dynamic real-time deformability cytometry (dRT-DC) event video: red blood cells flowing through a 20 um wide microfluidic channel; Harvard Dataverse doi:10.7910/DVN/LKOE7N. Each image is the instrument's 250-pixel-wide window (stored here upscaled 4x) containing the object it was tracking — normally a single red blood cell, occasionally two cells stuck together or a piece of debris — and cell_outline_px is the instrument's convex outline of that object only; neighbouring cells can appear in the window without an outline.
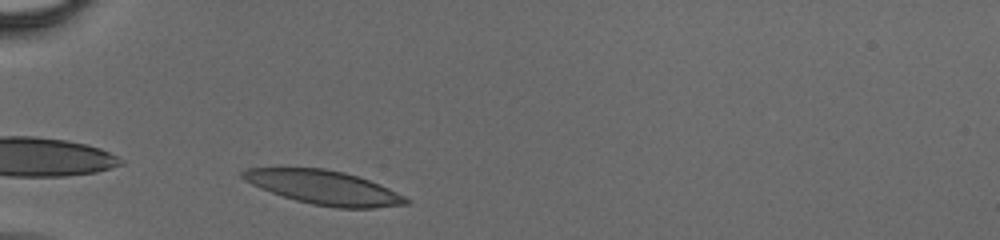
{"species": "human", "species_latin": "Homo sapiens", "temperature_condition": "cold", "stored_images_in_passage": 32, "camera_frame_rate_fps": 3000, "um_per_image_px": 0.085, "donor": {"sex": "male"}, "frame": {"image": 1, "passage_image": 3, "time_ms": 0.667, "image_size_px": [1000, 240], "cell_outline_px": [[412, 200], [408, 204], [376, 208], [336, 208], [312, 204], [296, 200], [260, 188], [244, 180], [240, 176], [240, 172], [248, 168], [324, 168], [344, 172], [368, 180], [388, 188]], "centroid_in_image_um": [27.54, 15.94], "position_along_channel_um": 57.5, "area_um2": 32.14}}
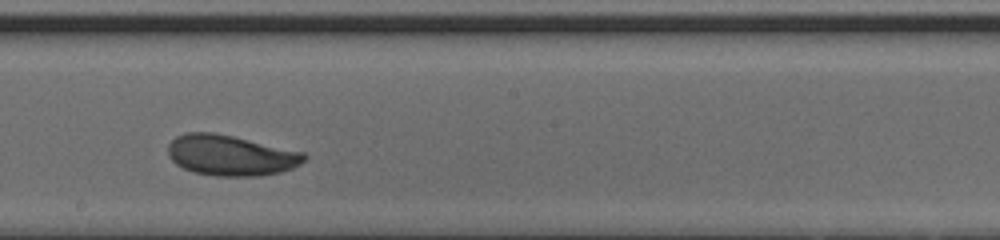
{"frame": {"image": 2, "passage_image": 18, "time_ms": 5.667, "image_size_px": [1000, 240], "cell_outline_px": [[308, 156], [300, 164], [292, 168], [280, 172], [260, 176], [216, 176], [196, 172], [184, 168], [176, 164], [168, 156], [168, 144], [176, 136], [184, 132], [212, 132], [232, 136], [304, 152]], "centroid_in_image_um": [19.6, 13.2], "position_along_channel_um": 228.6, "area_um2": 32.14}}
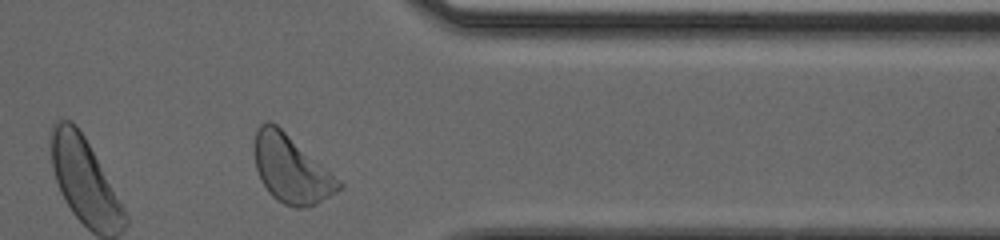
{"frame": {"image": 3, "passage_image": 31, "time_ms": 10.0, "image_size_px": [1000, 240], "cell_outline_px": [[344, 188], [316, 204], [300, 208], [296, 208], [284, 204], [276, 200], [268, 192], [260, 180], [256, 168], [252, 148], [256, 128], [260, 124], [268, 120], [276, 124], [344, 184]], "centroid_in_image_um": [24.7, 14.37], "position_along_channel_um": 386.7, "area_um2": 33.29}}